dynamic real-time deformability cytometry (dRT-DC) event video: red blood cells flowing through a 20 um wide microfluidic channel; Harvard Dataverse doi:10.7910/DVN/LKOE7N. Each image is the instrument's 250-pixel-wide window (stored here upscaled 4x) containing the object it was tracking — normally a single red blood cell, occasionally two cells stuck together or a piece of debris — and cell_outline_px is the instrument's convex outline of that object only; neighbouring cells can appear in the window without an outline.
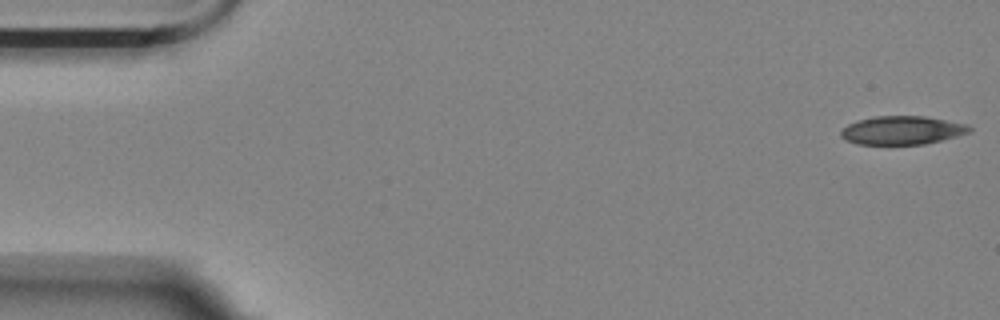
{"species": "Egyptian fruit bat (a non-hibernating species)", "species_latin": "Rousettus aegyptiacus", "temperature_condition": "room temperature", "stored_images_in_passage": 55, "camera_frame_rate_fps": 3000, "um_per_image_px": 0.085, "animal": {"sex": "female"}, "frame": {"image": 1, "passage_image": 1, "time_ms": 0.0, "image_size_px": [1000, 320], "cell_outline_px": [[972, 132], [924, 144], [856, 144], [844, 140], [840, 136], [840, 132], [848, 124], [860, 120], [876, 116], [924, 116], [968, 124], [972, 128]], "centroid_in_image_um": [76.68, 11.07], "position_along_channel_um": 8.3, "area_um2": 21.27}}
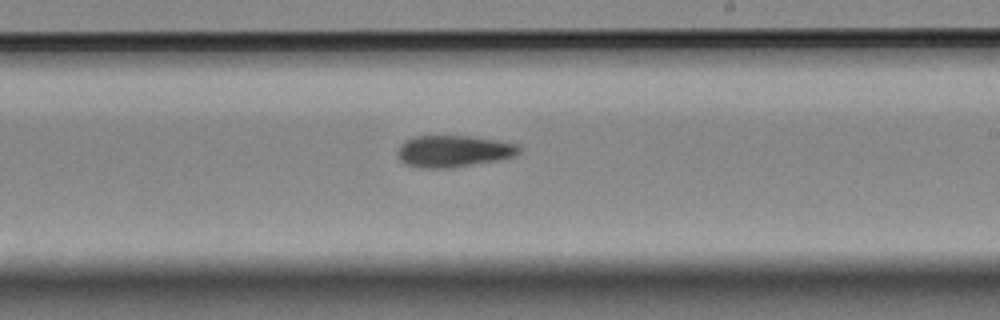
{"frame": {"image": 2, "passage_image": 32, "time_ms": 10.333, "image_size_px": [1000, 320], "cell_outline_px": [[524, 148], [516, 156], [500, 160], [452, 168], [416, 168], [404, 164], [396, 156], [396, 152], [400, 144], [404, 140], [412, 136], [472, 136], [520, 144]], "centroid_in_image_um": [38.55, 12.86], "position_along_channel_um": 250.4, "area_um2": 23.18}}
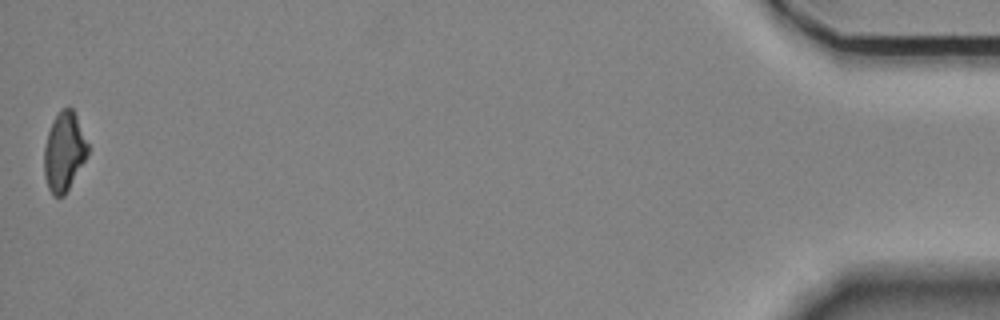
{"frame": {"image": 3, "passage_image": 55, "time_ms": 18.0, "image_size_px": [1000, 320], "cell_outline_px": [[88, 156], [64, 196], [52, 196], [48, 188], [44, 176], [44, 148], [48, 132], [56, 116], [64, 108], [72, 108], [76, 116], [88, 144]], "centroid_in_image_um": [5.45, 12.95], "position_along_channel_um": 429.8, "area_um2": 19.88}, "authors_computed_cell_mechanics": {"area_um2": 22.253, "velocity_mm_per_s": 3.5716, "shape_relaxation_time_tau1_ms": 5.8767, "shape_relaxation_time_tau2_ms": null, "deformation_change_tau1": 0.121, "deformation_change_tau2": null}}